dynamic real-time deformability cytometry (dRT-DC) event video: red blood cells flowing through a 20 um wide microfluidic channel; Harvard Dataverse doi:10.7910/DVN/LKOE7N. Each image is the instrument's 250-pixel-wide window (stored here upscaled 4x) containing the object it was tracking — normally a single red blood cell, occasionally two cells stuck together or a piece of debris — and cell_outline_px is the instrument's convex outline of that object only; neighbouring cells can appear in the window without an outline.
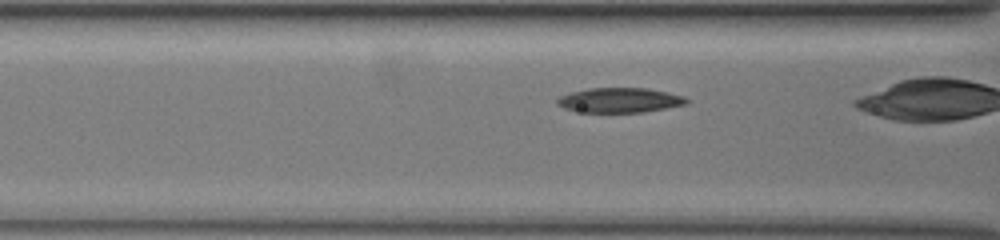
{"species": "common noctule bat (a hibernating species)", "species_latin": "Nyctalus noctula", "temperature_condition": "warm", "stored_images_in_passage": 7, "camera_frame_rate_fps": 3000, "um_per_image_px": 0.085, "animal": {"sex": "female", "body_mass_g": 19.5, "forearm_length_mm": 54.1}, "frame": {"image": 1, "passage_image": 5, "time_ms": 1.333, "image_size_px": [1000, 240], "cell_outline_px": [[688, 104], [644, 112], [584, 112], [564, 108], [556, 104], [556, 100], [560, 96], [572, 92], [588, 88], [648, 88], [668, 92], [684, 96], [688, 100]], "centroid_in_image_um": [52.7, 8.51], "position_along_channel_um": 113.9, "area_um2": 18.67}}